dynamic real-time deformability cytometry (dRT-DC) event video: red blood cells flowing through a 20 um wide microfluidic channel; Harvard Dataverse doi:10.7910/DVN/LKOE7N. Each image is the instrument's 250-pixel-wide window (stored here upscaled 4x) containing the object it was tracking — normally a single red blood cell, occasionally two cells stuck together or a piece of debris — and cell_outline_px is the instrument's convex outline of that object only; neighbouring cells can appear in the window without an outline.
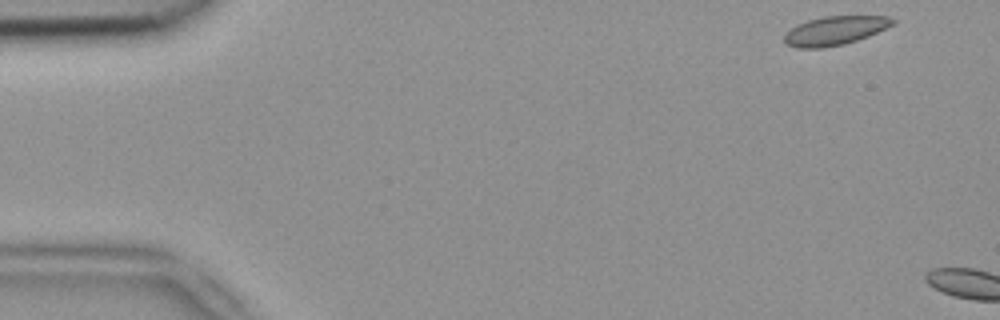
{"species": "common noctule bat (a hibernating species)", "species_latin": "Nyctalus noctula", "temperature_condition": "room temperature", "stored_images_in_passage": 3, "camera_frame_rate_fps": 3000, "um_per_image_px": 0.085, "animal": {"sex": "female", "body_mass_g": 18.4}, "frame": {"image": 1, "passage_image": 1, "time_ms": 0.0, "image_size_px": [1000, 320], "cell_outline_px": [[896, 20], [892, 24], [868, 36], [844, 44], [820, 48], [796, 48], [784, 44], [784, 36], [796, 24], [808, 20], [824, 16], [892, 16]], "centroid_in_image_um": [70.93, 2.6], "position_along_channel_um": 14.1, "area_um2": 18.09}}